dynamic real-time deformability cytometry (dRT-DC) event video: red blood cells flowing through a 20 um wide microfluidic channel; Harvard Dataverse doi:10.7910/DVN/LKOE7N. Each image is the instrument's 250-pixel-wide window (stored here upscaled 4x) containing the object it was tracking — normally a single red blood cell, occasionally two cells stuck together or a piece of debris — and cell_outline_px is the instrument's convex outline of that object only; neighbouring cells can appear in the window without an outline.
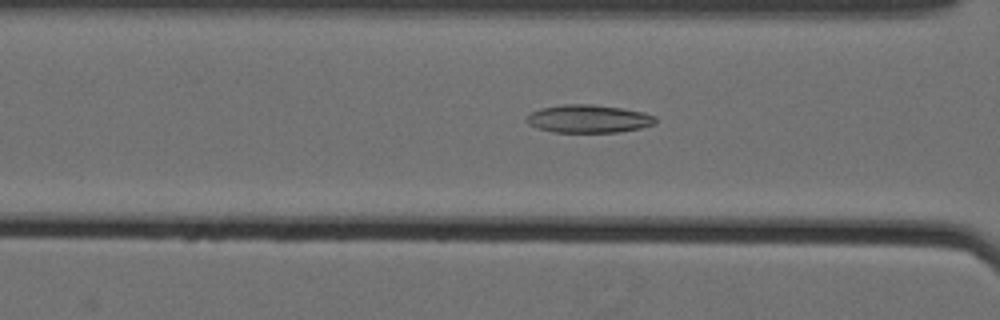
{"species": "Egyptian fruit bat (a non-hibernating species)", "species_latin": "Rousettus aegyptiacus", "temperature_condition": "cold", "stored_images_in_passage": 61, "camera_frame_rate_fps": 3000, "um_per_image_px": 0.085, "animal": {"sex": "female"}, "frame": {"image": 1, "passage_image": 29, "time_ms": 9.333, "image_size_px": [1000, 320], "cell_outline_px": [[656, 124], [640, 128], [616, 132], [552, 132], [536, 128], [528, 124], [524, 120], [532, 112], [540, 108], [564, 104], [592, 104], [620, 108], [644, 112], [656, 116]], "centroid_in_image_um": [50.01, 10.1], "position_along_channel_um": 116.6, "area_um2": 21.1}}
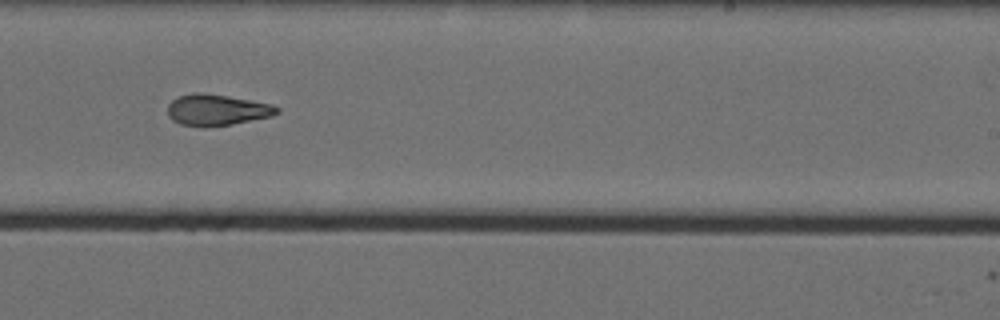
{"frame": {"image": 2, "passage_image": 42, "time_ms": 13.667, "image_size_px": [1000, 320], "cell_outline_px": [[280, 112], [272, 116], [232, 124], [180, 124], [172, 120], [168, 116], [168, 104], [172, 100], [180, 96], [196, 92], [200, 92], [228, 96], [272, 104], [280, 108]], "centroid_in_image_um": [18.47, 9.3], "position_along_channel_um": 270.5, "area_um2": 19.25}}
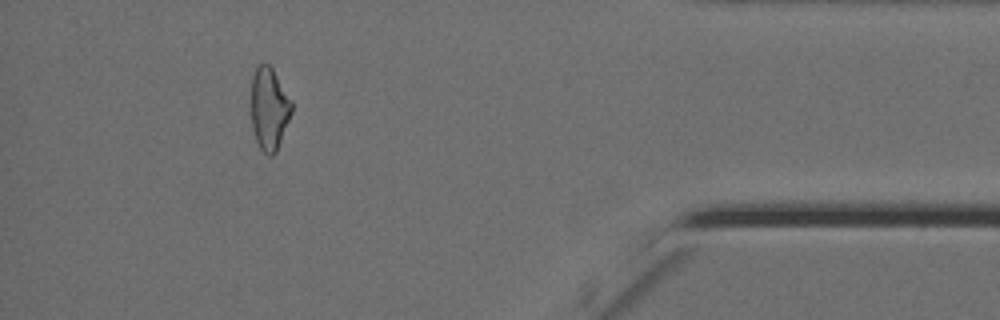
{"frame": {"image": 3, "passage_image": 57, "time_ms": 18.667, "image_size_px": [1000, 320], "cell_outline_px": [[292, 112], [276, 152], [272, 156], [268, 156], [260, 148], [256, 140], [252, 128], [252, 76], [256, 68], [260, 64], [268, 64], [272, 68], [292, 100]], "centroid_in_image_um": [22.89, 9.25], "position_along_channel_um": 412.3, "area_um2": 19.31}, "authors_computed_cell_mechanics": {"area_um2": 20.6346, "velocity_mm_per_s": 3.548, "shape_relaxation_time_tau1_ms": 8.1932, "shape_relaxation_time_tau2_ms": 2.7736, "deformation_change_tau1": 0.2084, "deformation_change_tau2": 0.0964}}